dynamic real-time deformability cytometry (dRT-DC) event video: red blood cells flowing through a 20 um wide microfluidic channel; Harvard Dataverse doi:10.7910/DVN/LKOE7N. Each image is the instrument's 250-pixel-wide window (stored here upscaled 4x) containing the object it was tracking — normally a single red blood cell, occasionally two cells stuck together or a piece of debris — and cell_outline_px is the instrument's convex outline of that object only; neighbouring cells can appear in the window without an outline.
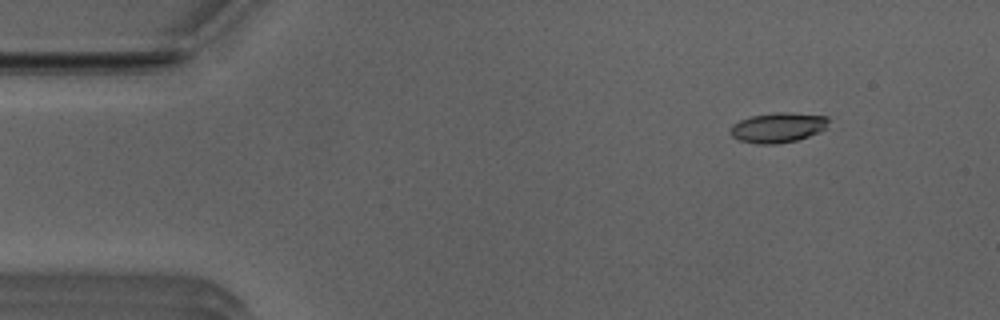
{"species": "Egyptian fruit bat (a non-hibernating species)", "species_latin": "Rousettus aegyptiacus", "temperature_condition": "room temperature", "stored_images_in_passage": 16, "camera_frame_rate_fps": 3000, "um_per_image_px": 0.085, "animal": {"sex": "male"}, "frame": {"image": 1, "passage_image": 1, "time_ms": 0.0, "image_size_px": [1000, 320], "cell_outline_px": [[828, 128], [820, 132], [796, 140], [776, 144], [756, 144], [740, 140], [732, 136], [728, 132], [732, 124], [740, 120], [752, 116], [776, 112], [792, 112], [828, 116]], "centroid_in_image_um": [66.14, 10.83], "position_along_channel_um": 18.9, "area_um2": 17.34}}